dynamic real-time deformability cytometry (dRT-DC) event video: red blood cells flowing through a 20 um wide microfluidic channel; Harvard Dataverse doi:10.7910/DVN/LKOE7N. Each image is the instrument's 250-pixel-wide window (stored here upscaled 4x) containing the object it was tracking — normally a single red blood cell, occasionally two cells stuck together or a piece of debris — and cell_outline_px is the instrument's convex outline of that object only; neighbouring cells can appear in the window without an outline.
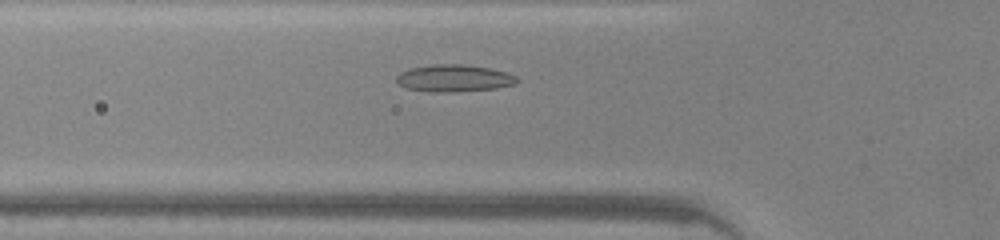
{"species": "common noctule bat (a hibernating species)", "species_latin": "Nyctalus noctula", "temperature_condition": "warm", "stored_images_in_passage": 31, "camera_frame_rate_fps": 3000, "um_per_image_px": 0.085, "animal": {"sex": "male", "body_mass_g": 20.0, "forearm_length_mm": 53.3}, "frame": {"image": 1, "passage_image": 8, "time_ms": 2.333, "image_size_px": [1000, 240], "cell_outline_px": [[520, 80], [516, 84], [496, 88], [440, 92], [432, 92], [404, 88], [396, 80], [396, 76], [400, 72], [412, 68], [432, 64], [464, 64], [488, 68], [508, 72], [516, 76]], "centroid_in_image_um": [38.6, 6.64], "position_along_channel_um": 87.2, "area_um2": 18.96}}
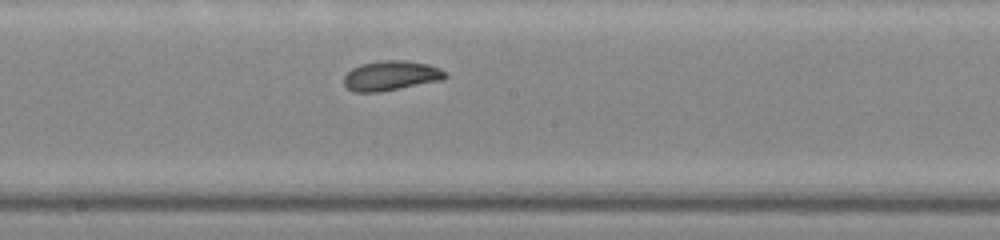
{"frame": {"image": 2, "passage_image": 17, "time_ms": 5.333, "image_size_px": [1000, 240], "cell_outline_px": [[448, 76], [444, 80], [376, 92], [356, 92], [348, 88], [344, 84], [344, 76], [352, 68], [360, 64], [384, 60], [404, 60], [428, 64], [440, 68]], "centroid_in_image_um": [33.24, 6.42], "position_along_channel_um": 215.0, "area_um2": 17.46}}
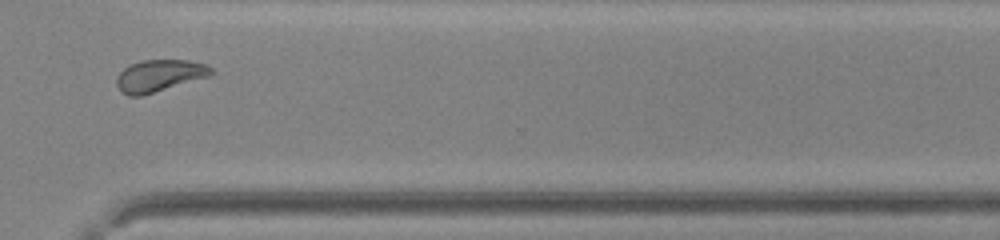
{"frame": {"image": 3, "passage_image": 27, "time_ms": 8.667, "image_size_px": [1000, 240], "cell_outline_px": [[212, 72], [208, 76], [140, 96], [128, 96], [120, 92], [116, 84], [116, 80], [120, 72], [128, 64], [140, 60], [188, 60], [204, 64], [212, 68]], "centroid_in_image_um": [13.47, 6.42], "position_along_channel_um": 357.1, "area_um2": 17.4}, "authors_computed_cell_mechanics": {"area_um2": 17.3978, "velocity_mm_per_s": 4.2522, "shape_relaxation_time_tau1_ms": 6.4564, "shape_relaxation_time_tau2_ms": 1.3101, "deformation_change_tau1": 0.1874, "deformation_change_tau2": 0.0644}}